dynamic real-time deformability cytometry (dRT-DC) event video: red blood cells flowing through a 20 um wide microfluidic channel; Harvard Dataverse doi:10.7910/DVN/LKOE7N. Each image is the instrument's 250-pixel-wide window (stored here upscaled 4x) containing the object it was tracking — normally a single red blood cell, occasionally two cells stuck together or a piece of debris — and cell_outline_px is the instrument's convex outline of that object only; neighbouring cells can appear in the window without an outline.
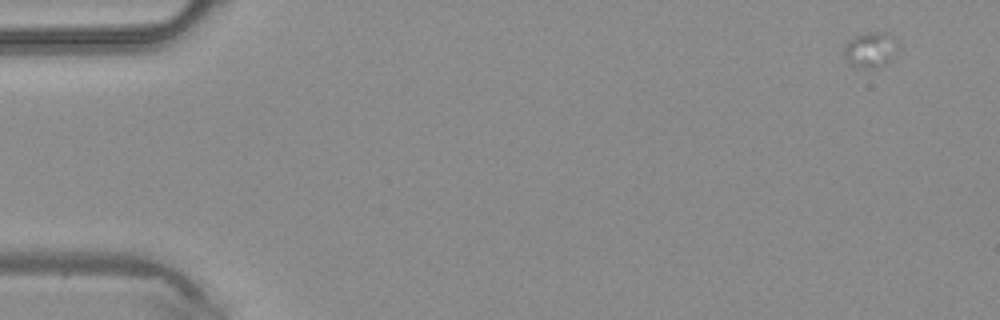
{"species": "common noctule bat (a hibernating species)", "species_latin": "Nyctalus noctula", "temperature_condition": "warm", "stored_images_in_passage": 3, "camera_frame_rate_fps": 3000, "um_per_image_px": 0.085, "animal": {"sex": "male", "body_mass_g": 20.4}, "frame": {"image": 1, "passage_image": 1, "time_ms": 0.0, "image_size_px": [1000, 320], "cell_outline_px": [[892, 56], [884, 64], [876, 68], [860, 68], [852, 64], [844, 56], [844, 44], [852, 36], [864, 32], [888, 32], [892, 36]], "centroid_in_image_um": [73.86, 4.2], "position_along_channel_um": 11.1, "area_um2": 10.64}}